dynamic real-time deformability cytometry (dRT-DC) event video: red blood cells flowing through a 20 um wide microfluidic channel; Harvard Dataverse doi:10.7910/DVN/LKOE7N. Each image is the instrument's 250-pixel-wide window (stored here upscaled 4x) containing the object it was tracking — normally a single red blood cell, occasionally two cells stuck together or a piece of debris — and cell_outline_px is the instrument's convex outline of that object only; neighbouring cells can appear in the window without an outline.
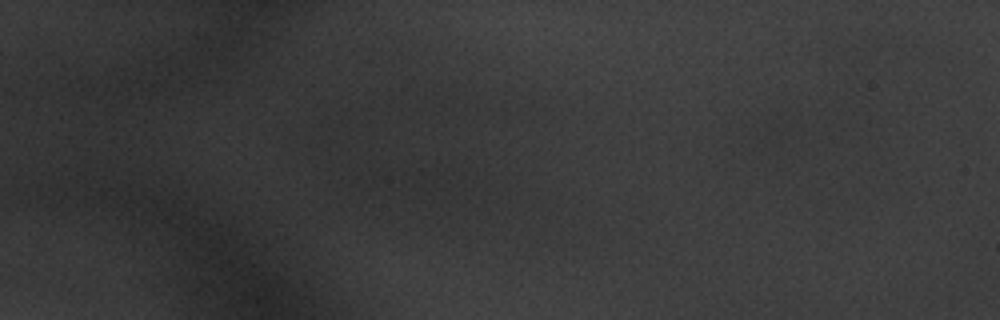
{"species": "common noctule bat (a hibernating species)", "species_latin": "Nyctalus noctula", "temperature_condition": "warm", "stored_images_in_passage": 2, "segment_of_instrument_passage": [2, 2], "camera_frame_rate_fps": 3000, "um_per_image_px": 0.085, "animal": {"sex": "male", "body_mass_g": 20.1, "forearm_length_mm": 53.5}, "frame": {"image": 1, "passage_image": 2, "time_ms": 0.333, "image_size_px": [1000, 320], "cell_outline_px": [[476, 188], [440, 204], [372, 196], [360, 176], [372, 160], [416, 160], [468, 168]], "centroid_in_image_um": [35.42, 15.35], "position_along_channel_um": 49.6, "area_um2": 28.03}}